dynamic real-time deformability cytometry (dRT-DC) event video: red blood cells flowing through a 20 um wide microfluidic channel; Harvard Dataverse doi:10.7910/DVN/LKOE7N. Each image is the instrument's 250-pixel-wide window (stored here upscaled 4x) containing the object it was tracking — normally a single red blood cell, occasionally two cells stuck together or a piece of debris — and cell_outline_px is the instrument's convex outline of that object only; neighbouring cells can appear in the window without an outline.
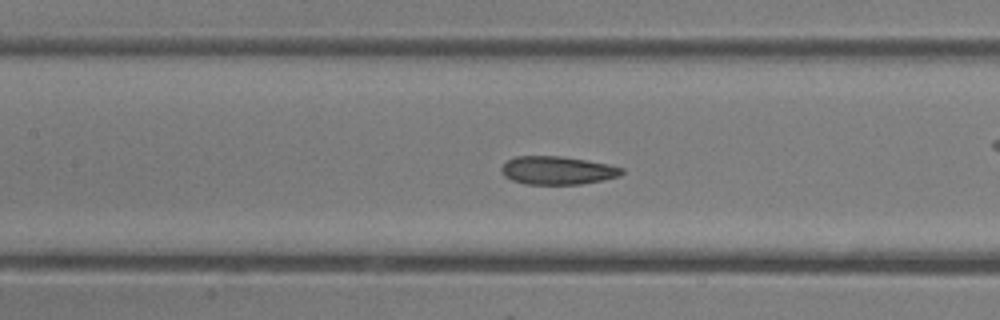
{"species": "common noctule bat (a hibernating species)", "species_latin": "Nyctalus noctula", "temperature_condition": "room temperature", "stored_images_in_passage": 37, "camera_frame_rate_fps": 3000, "um_per_image_px": 0.085, "animal": {"sex": "female"}, "frame": {"image": 1, "passage_image": 16, "time_ms": 5.0, "image_size_px": [1000, 320], "cell_outline_px": [[624, 172], [620, 176], [604, 180], [580, 184], [524, 184], [512, 180], [504, 176], [500, 172], [500, 168], [508, 160], [516, 156], [560, 156], [608, 164], [624, 168]], "centroid_in_image_um": [47.38, 14.49], "position_along_channel_um": 160.0, "area_um2": 19.83}}
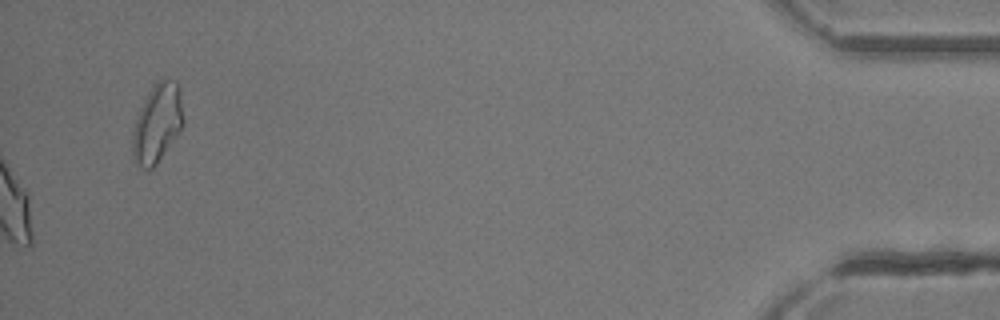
{"frame": {"image": 2, "passage_image": 37, "time_ms": 12.0, "image_size_px": [1000, 320], "cell_outline_px": [[184, 124], [156, 164], [152, 168], [144, 168], [132, 160], [132, 132], [140, 108], [148, 92], [156, 80], [176, 80], [180, 96], [184, 120]], "centroid_in_image_um": [13.35, 10.47], "position_along_channel_um": 421.9, "area_um2": 22.95}}